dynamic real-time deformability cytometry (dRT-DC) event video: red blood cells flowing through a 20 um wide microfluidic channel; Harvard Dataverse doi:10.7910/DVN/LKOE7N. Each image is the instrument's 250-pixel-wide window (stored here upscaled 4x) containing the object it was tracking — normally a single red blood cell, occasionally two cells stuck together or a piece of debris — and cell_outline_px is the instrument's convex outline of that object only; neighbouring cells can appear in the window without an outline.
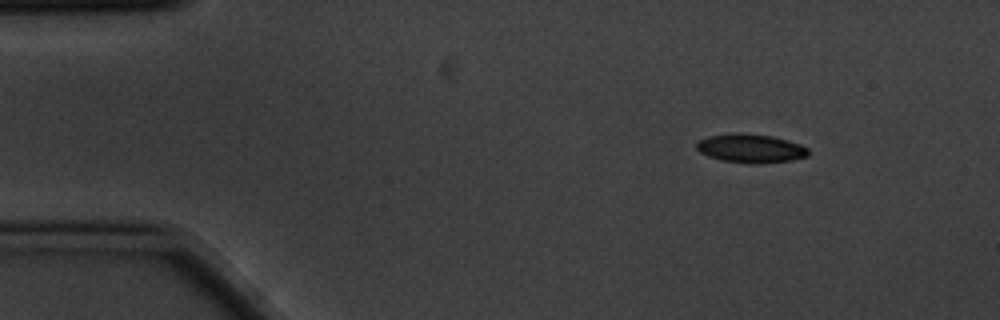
{"species": "common noctule bat (a hibernating species)", "species_latin": "Nyctalus noctula", "temperature_condition": "cold", "stored_images_in_passage": 5, "camera_frame_rate_fps": 3000, "um_per_image_px": 0.085, "animal": {"sex": "male", "body_mass_g": 20.1, "forearm_length_mm": 53.5}, "frame": {"image": 1, "passage_image": 1, "time_ms": 0.0, "image_size_px": [1000, 320], "cell_outline_px": [[808, 156], [792, 160], [756, 164], [752, 164], [724, 160], [700, 152], [696, 148], [696, 144], [700, 140], [708, 136], [736, 132], [772, 136], [788, 140], [800, 144], [808, 148]], "centroid_in_image_um": [63.84, 12.6], "position_along_channel_um": 21.2, "area_um2": 18.55}}
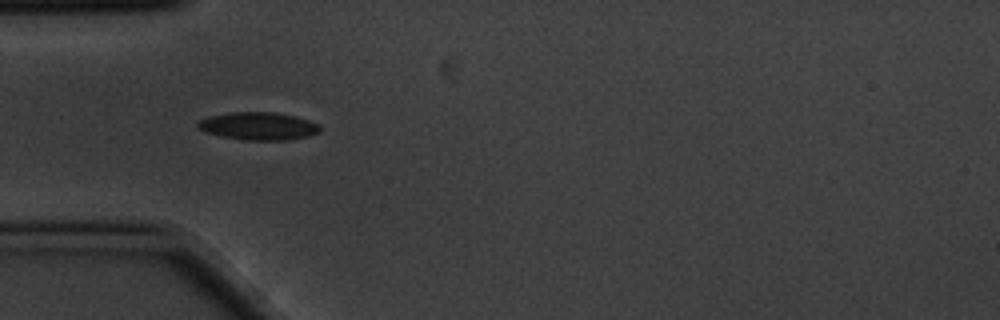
{"frame": {"image": 2, "passage_image": 4, "time_ms": 1.0, "image_size_px": [1000, 320], "cell_outline_px": [[320, 132], [308, 136], [284, 140], [244, 140], [220, 136], [204, 132], [196, 128], [196, 124], [200, 120], [208, 116], [232, 112], [272, 112], [296, 116], [320, 124]], "centroid_in_image_um": [21.93, 10.72], "position_along_channel_um": 63.1, "area_um2": 19.88}}